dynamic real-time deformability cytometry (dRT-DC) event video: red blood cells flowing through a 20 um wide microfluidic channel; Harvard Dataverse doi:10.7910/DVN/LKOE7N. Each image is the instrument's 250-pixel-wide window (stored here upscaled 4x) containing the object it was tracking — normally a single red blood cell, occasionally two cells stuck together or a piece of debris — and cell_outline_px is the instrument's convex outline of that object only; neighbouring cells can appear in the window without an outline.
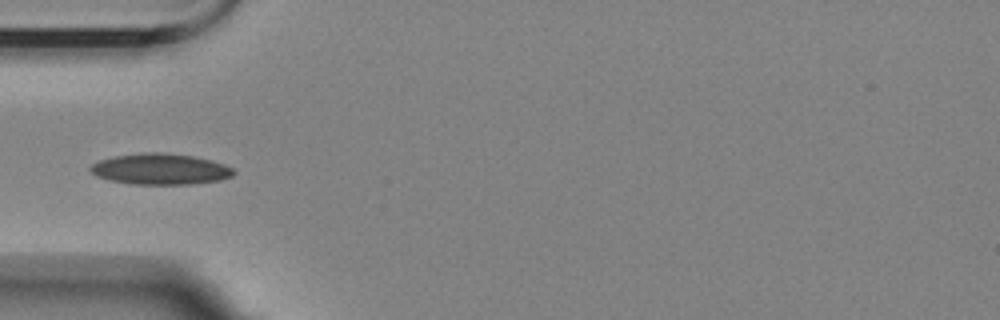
{"species": "Egyptian fruit bat (a non-hibernating species)", "species_latin": "Rousettus aegyptiacus", "temperature_condition": "room temperature", "stored_images_in_passage": 40, "camera_frame_rate_fps": 3000, "um_per_image_px": 0.085, "animal": {"sex": "female"}, "frame": {"image": 1, "passage_image": 1, "time_ms": 0.0, "image_size_px": [1000, 320], "cell_outline_px": [[236, 172], [232, 176], [220, 180], [192, 184], [132, 184], [108, 180], [96, 176], [88, 168], [92, 164], [100, 160], [112, 156], [144, 152], [160, 152], [192, 156], [212, 160], [224, 164], [232, 168]], "centroid_in_image_um": [13.62, 14.37], "position_along_channel_um": 71.4, "area_um2": 25.95}}
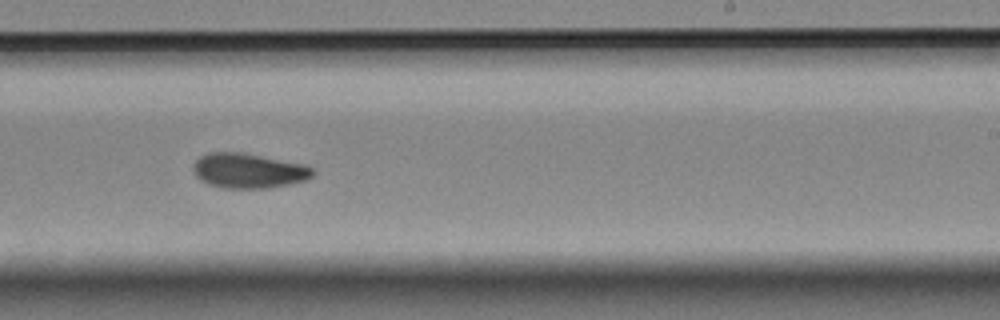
{"frame": {"image": 2, "passage_image": 18, "time_ms": 5.667, "image_size_px": [1000, 320], "cell_outline_px": [[316, 172], [308, 180], [268, 188], [224, 188], [208, 184], [200, 180], [196, 176], [192, 168], [192, 164], [200, 156], [208, 152], [236, 152], [260, 156], [304, 164], [312, 168]], "centroid_in_image_um": [21.11, 14.52], "position_along_channel_um": 267.9, "area_um2": 24.28}}
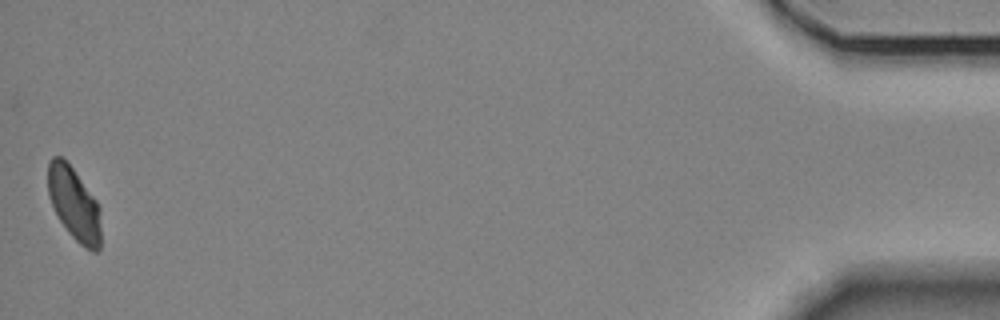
{"frame": {"image": 3, "passage_image": 40, "time_ms": 13.0, "image_size_px": [1000, 320], "cell_outline_px": [[100, 252], [92, 252], [84, 248], [68, 232], [60, 220], [48, 196], [48, 160], [52, 156], [60, 156], [72, 168], [96, 200], [100, 208]], "centroid_in_image_um": [6.3, 17.36], "position_along_channel_um": 428.9, "area_um2": 22.43}}